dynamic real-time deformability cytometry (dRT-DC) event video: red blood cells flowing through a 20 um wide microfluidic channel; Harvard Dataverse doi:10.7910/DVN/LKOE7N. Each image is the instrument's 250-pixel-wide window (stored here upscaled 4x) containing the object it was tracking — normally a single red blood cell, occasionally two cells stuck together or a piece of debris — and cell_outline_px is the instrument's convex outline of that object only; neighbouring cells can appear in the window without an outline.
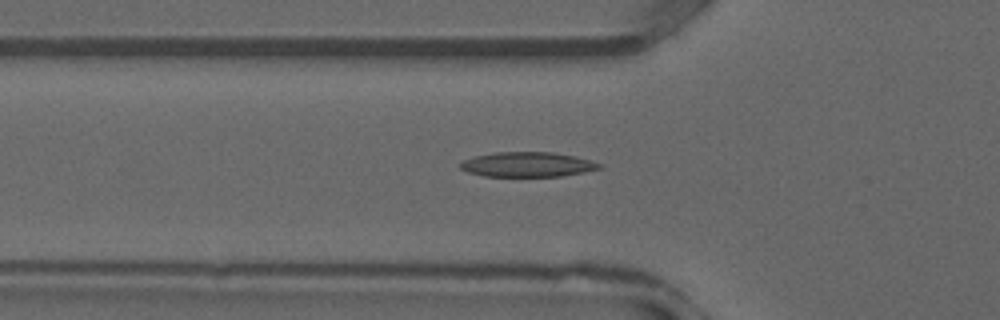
{"species": "common noctule bat (a hibernating species)", "species_latin": "Nyctalus noctula", "temperature_condition": "warm", "stored_images_in_passage": 34, "camera_frame_rate_fps": 3000, "um_per_image_px": 0.085, "animal": {"sex": "male", "forearm_length_mm": 52.5}, "frame": {"image": 1, "passage_image": 10, "time_ms": 3.0, "image_size_px": [1000, 320], "cell_outline_px": [[604, 168], [584, 172], [560, 176], [484, 176], [468, 172], [460, 168], [460, 164], [464, 160], [476, 156], [492, 152], [552, 152], [576, 156], [592, 160], [604, 164]], "centroid_in_image_um": [44.91, 13.97], "position_along_channel_um": 80.9, "area_um2": 20.23}}
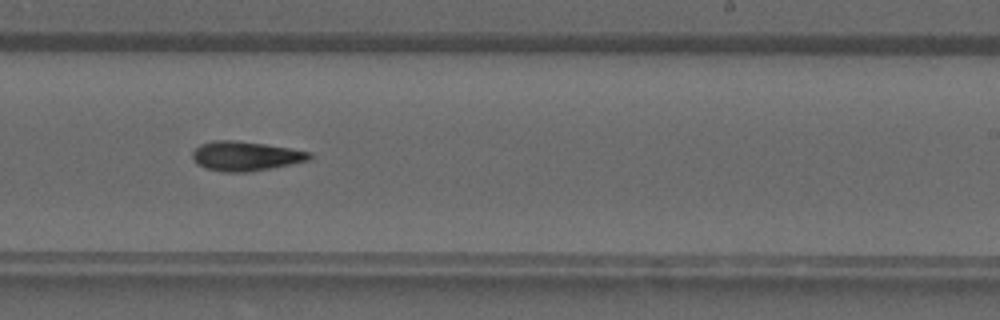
{"frame": {"image": 2, "passage_image": 20, "time_ms": 6.333, "image_size_px": [1000, 320], "cell_outline_px": [[312, 156], [308, 160], [272, 168], [248, 172], [224, 172], [204, 168], [196, 164], [192, 156], [192, 152], [200, 144], [212, 140], [236, 140], [264, 144], [312, 152]], "centroid_in_image_um": [20.83, 13.26], "position_along_channel_um": 268.2, "area_um2": 20.11}}
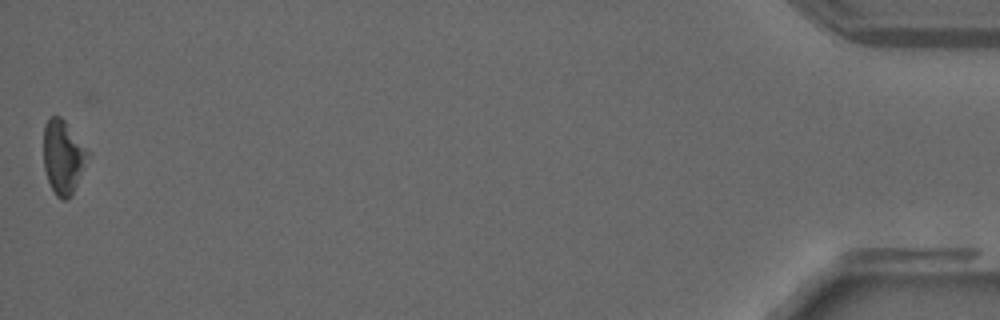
{"frame": {"image": 3, "passage_image": 34, "time_ms": 11.0, "image_size_px": [1000, 320], "cell_outline_px": [[88, 152], [76, 184], [68, 200], [64, 200], [56, 196], [48, 180], [44, 168], [44, 124], [52, 116], [60, 116], [64, 120]], "centroid_in_image_um": [5.3, 13.33], "position_along_channel_um": 429.9, "area_um2": 18.15}}